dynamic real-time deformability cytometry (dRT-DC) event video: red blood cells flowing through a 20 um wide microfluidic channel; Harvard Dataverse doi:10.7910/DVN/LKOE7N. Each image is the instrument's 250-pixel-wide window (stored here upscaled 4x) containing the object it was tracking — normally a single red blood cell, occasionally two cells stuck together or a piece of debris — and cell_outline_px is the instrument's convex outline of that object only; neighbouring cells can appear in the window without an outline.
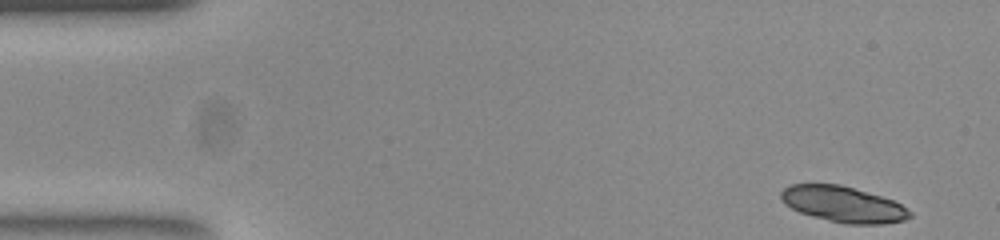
{"species": "common noctule bat (a hibernating species)", "species_latin": "Nyctalus noctula", "temperature_condition": "room temperature", "stored_images_in_passage": 50, "segment_of_instrument_passage": [1, 2], "camera_frame_rate_fps": 3000, "um_per_image_px": 0.085, "animal": {"sex": "female", "body_mass_g": 23.0, "forearm_length_mm": 53.4}, "frame": {"image": 1, "passage_image": 1, "time_ms": 0.0, "image_size_px": [1000, 240], "cell_outline_px": [[912, 216], [904, 220], [880, 224], [844, 224], [812, 216], [800, 212], [784, 204], [780, 200], [780, 192], [784, 188], [792, 184], [840, 184], [880, 196], [892, 200], [900, 204], [912, 212]], "centroid_in_image_um": [71.64, 17.36], "position_along_channel_um": 13.4, "area_um2": 26.82}}
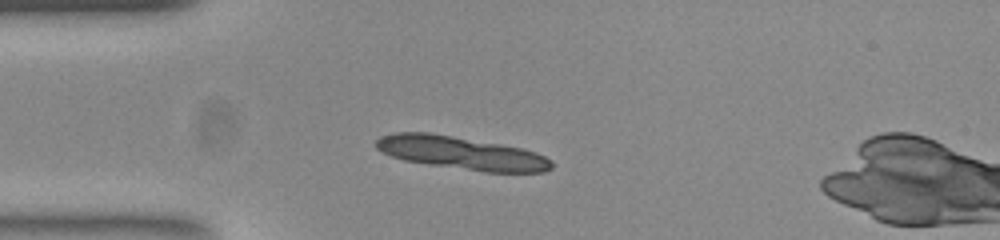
{"frame": {"image": 2, "passage_image": 11, "time_ms": 3.333, "image_size_px": [1000, 240], "cell_outline_px": [[552, 168], [544, 172], [484, 172], [404, 160], [392, 156], [376, 148], [376, 140], [380, 136], [396, 132], [432, 132], [524, 148], [536, 152], [552, 160]], "centroid_in_image_um": [39.25, 12.99], "position_along_channel_um": 45.8, "area_um2": 33.7}}